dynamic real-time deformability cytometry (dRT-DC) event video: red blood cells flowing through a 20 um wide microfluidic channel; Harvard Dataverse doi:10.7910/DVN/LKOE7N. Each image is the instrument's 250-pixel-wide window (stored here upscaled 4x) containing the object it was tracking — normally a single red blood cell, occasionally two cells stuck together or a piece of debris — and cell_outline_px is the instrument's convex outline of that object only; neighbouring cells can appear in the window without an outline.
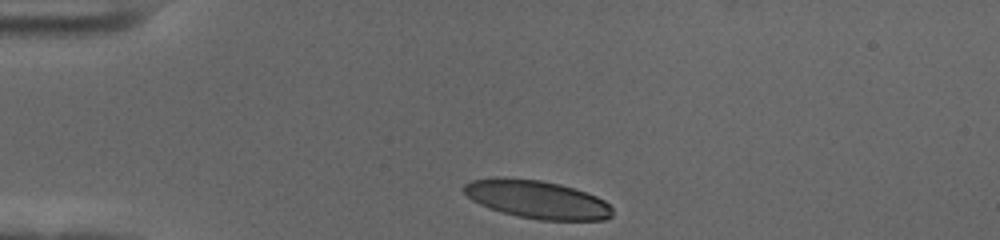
{"species": "human", "species_latin": "Homo sapiens", "temperature_condition": "cold", "stored_images_in_passage": 35, "camera_frame_rate_fps": 3000, "um_per_image_px": 0.085, "donor": {"sex": "female"}, "frame": {"image": 1, "passage_image": 1, "time_ms": 0.0, "image_size_px": [1000, 240], "cell_outline_px": [[612, 216], [604, 220], [540, 220], [516, 216], [488, 208], [472, 200], [464, 192], [464, 184], [472, 180], [496, 176], [504, 176], [540, 180], [560, 184], [596, 196], [604, 200], [612, 208]], "centroid_in_image_um": [45.62, 16.94], "position_along_channel_um": 39.4, "area_um2": 33.12}}
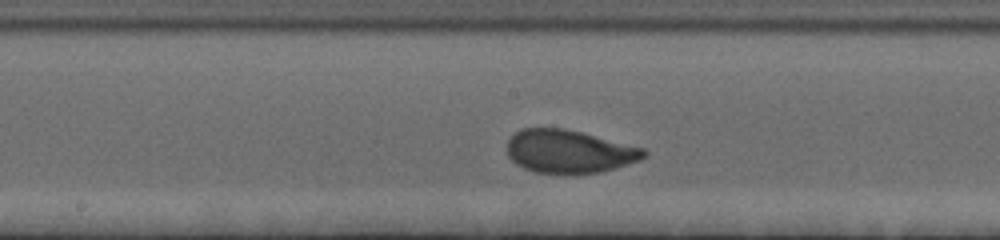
{"frame": {"image": 2, "passage_image": 18, "time_ms": 5.667, "image_size_px": [1000, 240], "cell_outline_px": [[648, 156], [640, 160], [600, 172], [536, 172], [524, 168], [516, 164], [508, 156], [508, 140], [520, 128], [564, 128], [644, 148], [648, 152]], "centroid_in_image_um": [48.38, 12.85], "position_along_channel_um": 199.8, "area_um2": 33.81}}
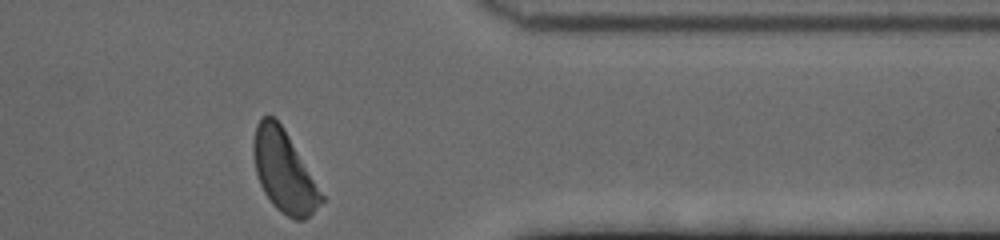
{"frame": {"image": 3, "passage_image": 35, "time_ms": 11.333, "image_size_px": [1000, 240], "cell_outline_px": [[324, 200], [304, 220], [296, 220], [288, 216], [276, 208], [272, 204], [264, 192], [260, 184], [256, 172], [252, 152], [252, 144], [256, 124], [260, 116], [272, 116], [280, 124], [288, 136], [324, 196]], "centroid_in_image_um": [24.1, 14.56], "position_along_channel_um": 387.3, "area_um2": 31.67}, "authors_computed_cell_mechanics": {"area_um2": 33.813, "velocity_mm_per_s": 3.52, "shape_relaxation_time_tau1_ms": 2.3562, "shape_relaxation_time_tau2_ms": null, "deformation_change_tau1": 0.1621, "deformation_change_tau2": null}}